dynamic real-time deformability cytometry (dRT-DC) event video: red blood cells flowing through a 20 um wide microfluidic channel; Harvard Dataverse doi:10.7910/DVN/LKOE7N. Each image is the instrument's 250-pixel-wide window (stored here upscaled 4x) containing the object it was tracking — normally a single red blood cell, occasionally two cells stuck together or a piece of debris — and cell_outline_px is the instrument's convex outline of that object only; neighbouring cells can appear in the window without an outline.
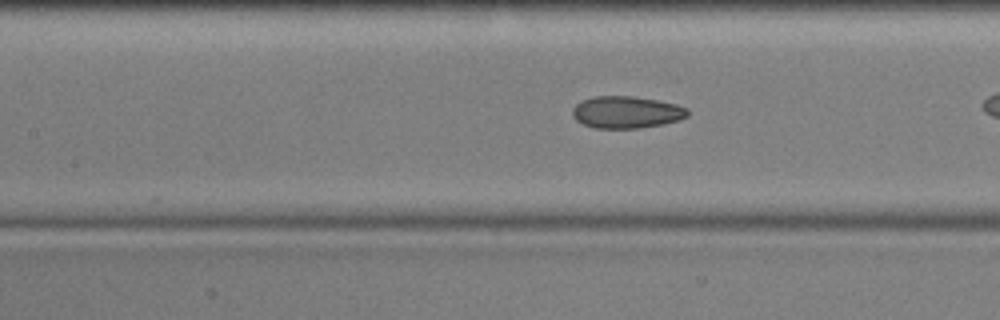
{"species": "common noctule bat (a hibernating species)", "species_latin": "Nyctalus noctula", "temperature_condition": "cold", "stored_images_in_passage": 33, "camera_frame_rate_fps": 3000, "um_per_image_px": 0.085, "animal": {"sex": "male", "body_mass_g": 17.9, "forearm_length_mm": 54.2}, "frame": {"image": 1, "passage_image": 15, "time_ms": 4.667, "image_size_px": [1000, 320], "cell_outline_px": [[688, 116], [680, 120], [664, 124], [640, 128], [596, 128], [584, 124], [576, 120], [572, 116], [572, 108], [576, 104], [584, 100], [596, 96], [632, 96], [656, 100], [676, 104], [688, 108]], "centroid_in_image_um": [53.27, 9.54], "position_along_channel_um": 154.1, "area_um2": 21.5}}
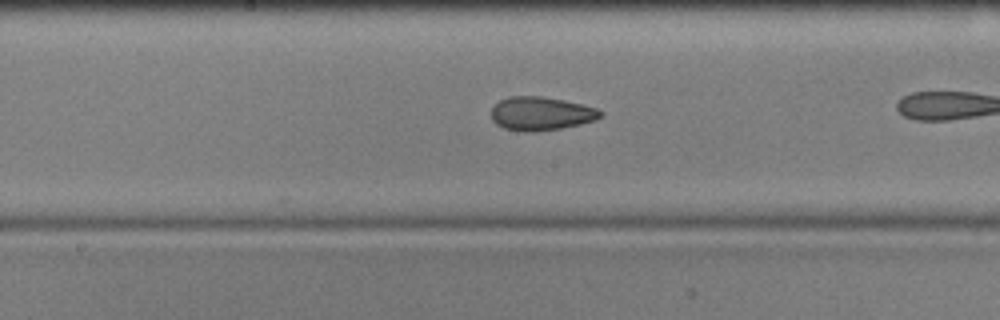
{"frame": {"image": 2, "passage_image": 19, "time_ms": 6.0, "image_size_px": [1000, 320], "cell_outline_px": [[604, 112], [596, 120], [580, 124], [560, 128], [532, 132], [524, 132], [504, 128], [496, 124], [492, 120], [492, 108], [500, 100], [508, 96], [540, 96], [564, 100], [596, 108]], "centroid_in_image_um": [45.97, 9.65], "position_along_channel_um": 202.2, "area_um2": 21.27}}